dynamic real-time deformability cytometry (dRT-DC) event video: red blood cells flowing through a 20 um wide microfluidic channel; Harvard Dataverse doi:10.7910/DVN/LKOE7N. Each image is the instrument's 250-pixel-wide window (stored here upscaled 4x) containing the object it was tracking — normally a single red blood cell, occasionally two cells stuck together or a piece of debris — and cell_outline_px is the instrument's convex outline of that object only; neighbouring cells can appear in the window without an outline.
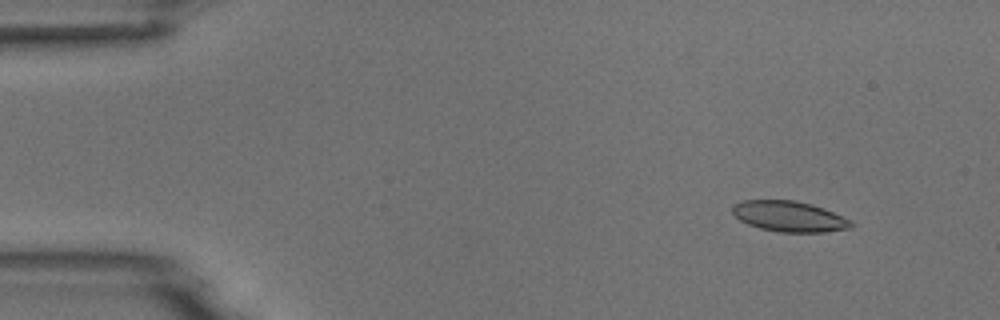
{"species": "common noctule bat (a hibernating species)", "species_latin": "Nyctalus noctula", "temperature_condition": "room temperature", "stored_images_in_passage": 6, "camera_frame_rate_fps": 3000, "um_per_image_px": 0.085, "animal": {"sex": "male", "body_mass_g": 18.8}, "frame": {"image": 1, "passage_image": 2, "time_ms": 1.0, "image_size_px": [1000, 320], "cell_outline_px": [[852, 228], [824, 232], [776, 232], [760, 228], [748, 224], [740, 220], [732, 212], [732, 204], [744, 200], [796, 200], [812, 204], [824, 208], [852, 220]], "centroid_in_image_um": [67.09, 18.39], "position_along_channel_um": 17.9, "area_um2": 21.33}}
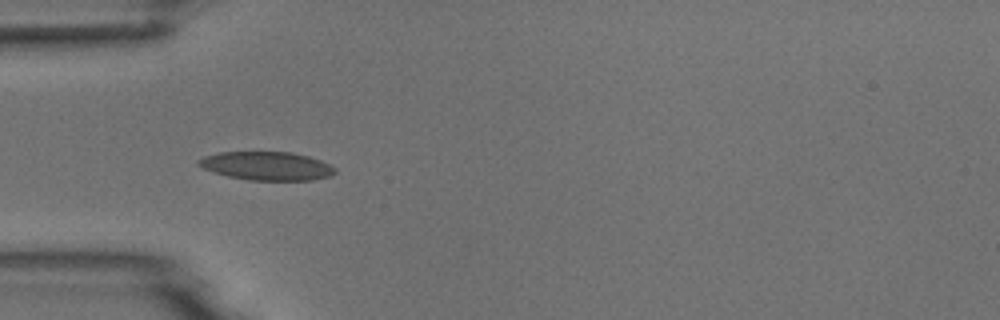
{"frame": {"image": 2, "passage_image": 5, "time_ms": 4.667, "image_size_px": [1000, 320], "cell_outline_px": [[336, 172], [332, 176], [312, 180], [248, 180], [228, 176], [204, 168], [196, 164], [196, 160], [204, 156], [220, 152], [292, 152], [308, 156], [320, 160], [336, 168]], "centroid_in_image_um": [22.69, 14.1], "position_along_channel_um": 62.3, "area_um2": 22.66}}